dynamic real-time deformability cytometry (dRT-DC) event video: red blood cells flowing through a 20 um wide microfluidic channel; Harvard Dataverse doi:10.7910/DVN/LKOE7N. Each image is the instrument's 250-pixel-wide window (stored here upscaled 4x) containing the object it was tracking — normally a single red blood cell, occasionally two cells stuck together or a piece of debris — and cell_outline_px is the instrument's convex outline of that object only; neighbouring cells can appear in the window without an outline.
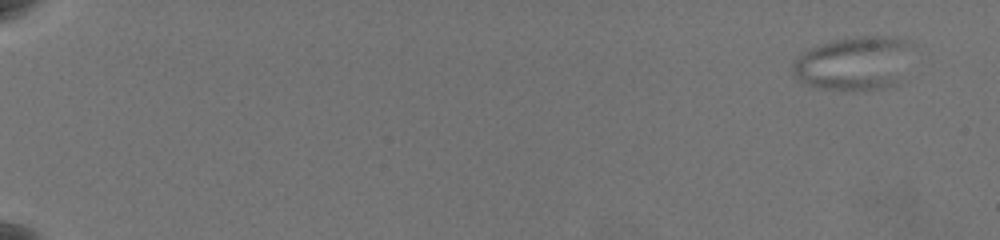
{"species": "common noctule bat (a hibernating species)", "species_latin": "Nyctalus noctula", "temperature_condition": "warm", "stored_images_in_passage": 60, "camera_frame_rate_fps": 3000, "um_per_image_px": 0.085, "animal": {"sex": "female", "body_mass_g": 19.5, "forearm_length_mm": 54.1}, "frame": {"image": 1, "passage_image": 1, "time_ms": 0.0, "image_size_px": [1000, 240], "cell_outline_px": [[916, 44], [892, 84], [880, 88], [844, 92], [820, 88], [808, 84], [800, 80], [792, 72], [792, 64], [804, 48], [836, 40], [860, 36], [896, 36], [908, 40]], "centroid_in_image_um": [72.53, 5.35], "position_along_channel_um": 12.5, "area_um2": 37.45}}
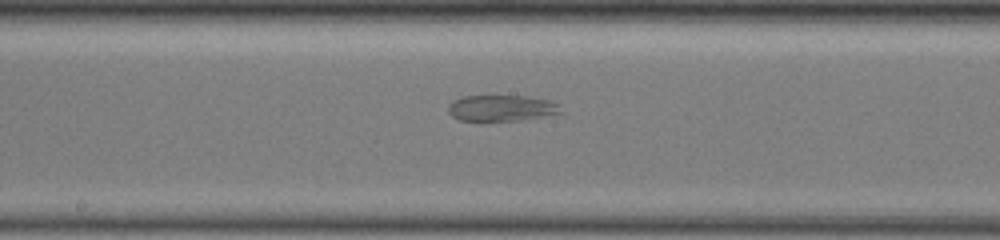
{"frame": {"image": 2, "passage_image": 35, "time_ms": 11.333, "image_size_px": [1000, 240], "cell_outline_px": [[564, 112], [524, 120], [484, 124], [460, 120], [452, 116], [448, 112], [448, 104], [452, 100], [464, 96], [528, 96], [548, 100], [556, 104]], "centroid_in_image_um": [42.55, 9.24], "position_along_channel_um": 205.7, "area_um2": 17.92}}
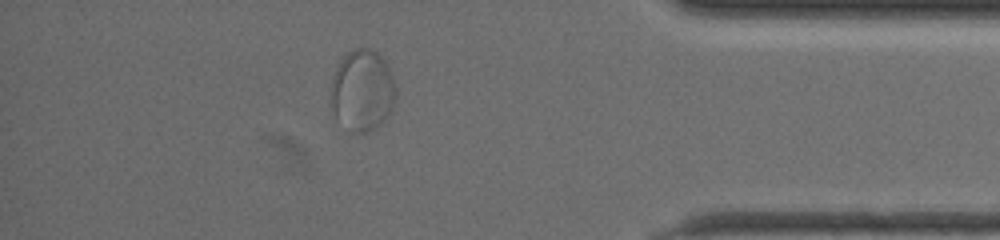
{"frame": {"image": 3, "passage_image": 54, "time_ms": 17.667, "image_size_px": [1000, 240], "cell_outline_px": [[396, 96], [388, 112], [380, 124], [376, 128], [364, 132], [352, 132], [336, 120], [332, 112], [332, 76], [340, 60], [348, 52], [356, 48], [368, 48], [376, 52], [388, 64], [396, 88]], "centroid_in_image_um": [30.78, 7.68], "position_along_channel_um": 404.4, "area_um2": 30.58}}